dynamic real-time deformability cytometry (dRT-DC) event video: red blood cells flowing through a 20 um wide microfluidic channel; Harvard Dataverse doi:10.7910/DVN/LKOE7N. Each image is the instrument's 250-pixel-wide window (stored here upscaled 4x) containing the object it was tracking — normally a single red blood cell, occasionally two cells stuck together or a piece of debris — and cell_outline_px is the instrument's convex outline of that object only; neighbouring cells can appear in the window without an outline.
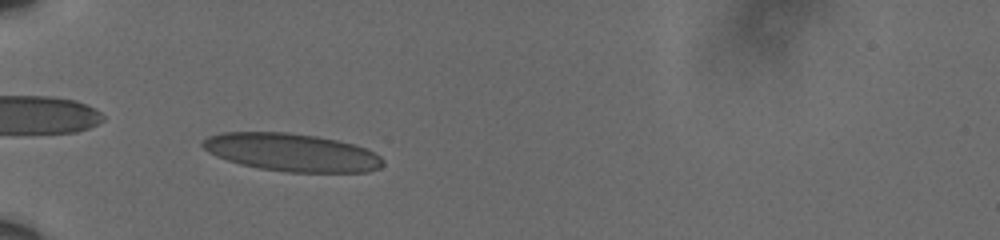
{"species": "human", "species_latin": "Homo sapiens", "temperature_condition": "cold", "stored_images_in_passage": 49, "camera_frame_rate_fps": 3000, "um_per_image_px": 0.085, "donor": {"sex": "male"}, "frame": {"image": 1, "passage_image": 11, "time_ms": 3.333, "image_size_px": [1000, 240], "cell_outline_px": [[384, 164], [380, 168], [368, 172], [288, 172], [260, 168], [240, 164], [216, 156], [208, 152], [200, 144], [208, 136], [224, 132], [288, 132], [316, 136], [336, 140], [352, 144], [364, 148], [380, 156], [384, 160]], "centroid_in_image_um": [24.79, 12.95], "position_along_channel_um": 60.2, "area_um2": 39.65}}
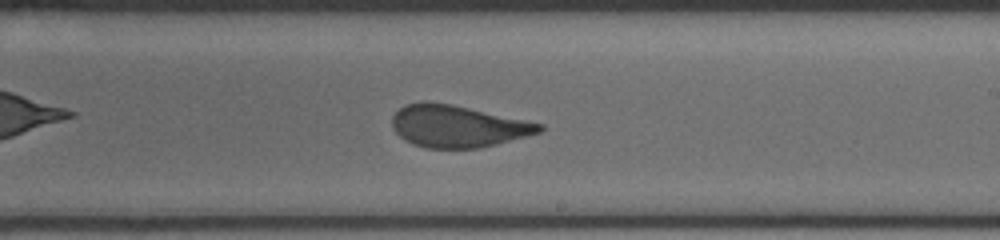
{"frame": {"image": 2, "passage_image": 28, "time_ms": 9.0, "image_size_px": [1000, 240], "cell_outline_px": [[544, 128], [540, 132], [496, 144], [480, 148], [424, 148], [412, 144], [404, 140], [392, 128], [392, 116], [404, 104], [420, 100], [452, 104], [544, 124]], "centroid_in_image_um": [38.85, 10.72], "position_along_channel_um": 250.1, "area_um2": 36.18}}
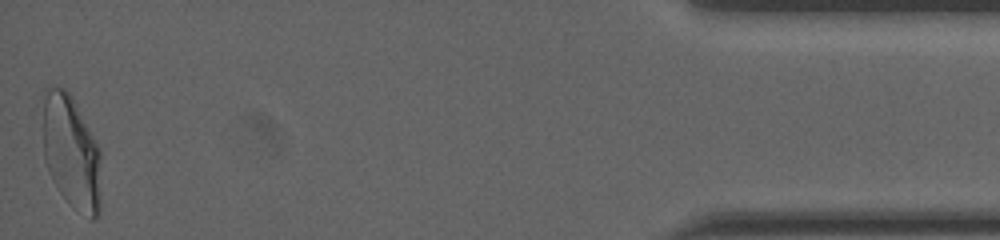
{"frame": {"image": 3, "passage_image": 49, "time_ms": 16.0, "image_size_px": [1000, 240], "cell_outline_px": [[100, 212], [96, 220], [92, 220], [76, 212], [68, 204], [52, 180], [48, 172], [44, 160], [44, 88], [64, 88], [72, 96], [100, 148]], "centroid_in_image_um": [6.09, 13.02], "position_along_channel_um": 429.1, "area_um2": 38.96}, "authors_computed_cell_mechanics": {"area_um2": 37.3388, "velocity_mm_per_s": 3.6055, "shape_relaxation_time_tau1_ms": 6.2606, "shape_relaxation_time_tau2_ms": 0.8276, "deformation_change_tau1": 0.1939, "deformation_change_tau2": 0.0621}}